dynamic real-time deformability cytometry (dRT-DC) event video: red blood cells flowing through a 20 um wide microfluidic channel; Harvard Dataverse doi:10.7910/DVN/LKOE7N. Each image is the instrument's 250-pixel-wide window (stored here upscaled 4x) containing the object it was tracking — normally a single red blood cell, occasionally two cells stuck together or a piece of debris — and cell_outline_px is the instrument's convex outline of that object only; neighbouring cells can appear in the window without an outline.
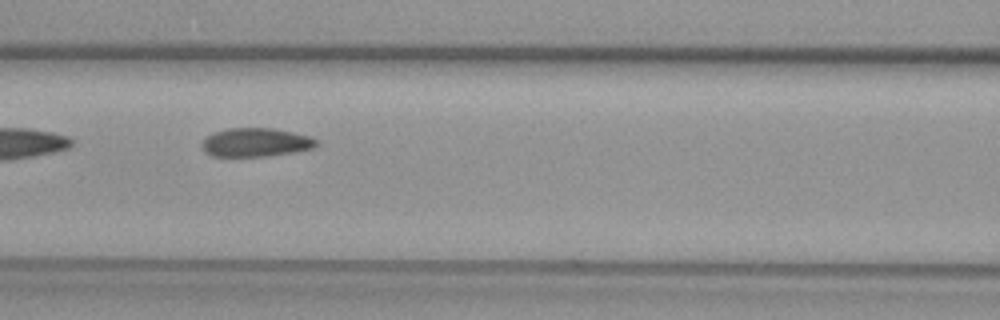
{"species": "common noctule bat (a hibernating species)", "species_latin": "Nyctalus noctula", "temperature_condition": "warm", "stored_images_in_passage": 9, "camera_frame_rate_fps": 3000, "um_per_image_px": 0.085, "animal": {"sex": "female", "body_mass_g": 29.2, "forearm_length_mm": 56.3}, "frame": {"image": 1, "passage_image": 7, "time_ms": 2.0, "image_size_px": [1000, 320], "cell_outline_px": [[316, 144], [312, 148], [292, 152], [264, 156], [212, 156], [204, 152], [200, 144], [212, 132], [228, 128], [272, 128], [292, 132], [308, 136], [316, 140]], "centroid_in_image_um": [21.66, 12.1], "position_along_channel_um": 144.9, "area_um2": 18.9}}